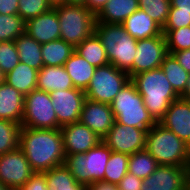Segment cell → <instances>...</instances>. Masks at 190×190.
I'll use <instances>...</instances> for the list:
<instances>
[{
	"instance_id": "cell-25",
	"label": "cell",
	"mask_w": 190,
	"mask_h": 190,
	"mask_svg": "<svg viewBox=\"0 0 190 190\" xmlns=\"http://www.w3.org/2000/svg\"><path fill=\"white\" fill-rule=\"evenodd\" d=\"M19 55V61L26 65L40 70L43 67L41 46L39 42L30 37L27 33L20 35L14 40Z\"/></svg>"
},
{
	"instance_id": "cell-20",
	"label": "cell",
	"mask_w": 190,
	"mask_h": 190,
	"mask_svg": "<svg viewBox=\"0 0 190 190\" xmlns=\"http://www.w3.org/2000/svg\"><path fill=\"white\" fill-rule=\"evenodd\" d=\"M122 25L125 31L137 41L162 34V27L140 8L126 18Z\"/></svg>"
},
{
	"instance_id": "cell-4",
	"label": "cell",
	"mask_w": 190,
	"mask_h": 190,
	"mask_svg": "<svg viewBox=\"0 0 190 190\" xmlns=\"http://www.w3.org/2000/svg\"><path fill=\"white\" fill-rule=\"evenodd\" d=\"M145 149L159 165L190 166V146L159 122L147 131Z\"/></svg>"
},
{
	"instance_id": "cell-5",
	"label": "cell",
	"mask_w": 190,
	"mask_h": 190,
	"mask_svg": "<svg viewBox=\"0 0 190 190\" xmlns=\"http://www.w3.org/2000/svg\"><path fill=\"white\" fill-rule=\"evenodd\" d=\"M115 122L140 129H150L157 122L149 114L142 96L130 80L110 104Z\"/></svg>"
},
{
	"instance_id": "cell-46",
	"label": "cell",
	"mask_w": 190,
	"mask_h": 190,
	"mask_svg": "<svg viewBox=\"0 0 190 190\" xmlns=\"http://www.w3.org/2000/svg\"><path fill=\"white\" fill-rule=\"evenodd\" d=\"M184 98L185 99H189L190 98V74H189L188 82H187L185 90H184Z\"/></svg>"
},
{
	"instance_id": "cell-50",
	"label": "cell",
	"mask_w": 190,
	"mask_h": 190,
	"mask_svg": "<svg viewBox=\"0 0 190 190\" xmlns=\"http://www.w3.org/2000/svg\"><path fill=\"white\" fill-rule=\"evenodd\" d=\"M0 190H10L6 185H3L1 182H0Z\"/></svg>"
},
{
	"instance_id": "cell-42",
	"label": "cell",
	"mask_w": 190,
	"mask_h": 190,
	"mask_svg": "<svg viewBox=\"0 0 190 190\" xmlns=\"http://www.w3.org/2000/svg\"><path fill=\"white\" fill-rule=\"evenodd\" d=\"M18 1L19 0H0V14H18Z\"/></svg>"
},
{
	"instance_id": "cell-41",
	"label": "cell",
	"mask_w": 190,
	"mask_h": 190,
	"mask_svg": "<svg viewBox=\"0 0 190 190\" xmlns=\"http://www.w3.org/2000/svg\"><path fill=\"white\" fill-rule=\"evenodd\" d=\"M168 53L172 54L179 65L190 74V49Z\"/></svg>"
},
{
	"instance_id": "cell-18",
	"label": "cell",
	"mask_w": 190,
	"mask_h": 190,
	"mask_svg": "<svg viewBox=\"0 0 190 190\" xmlns=\"http://www.w3.org/2000/svg\"><path fill=\"white\" fill-rule=\"evenodd\" d=\"M25 33L40 44L60 39V23L57 11H49L26 21Z\"/></svg>"
},
{
	"instance_id": "cell-9",
	"label": "cell",
	"mask_w": 190,
	"mask_h": 190,
	"mask_svg": "<svg viewBox=\"0 0 190 190\" xmlns=\"http://www.w3.org/2000/svg\"><path fill=\"white\" fill-rule=\"evenodd\" d=\"M21 127L60 129L50 93L34 89L25 96Z\"/></svg>"
},
{
	"instance_id": "cell-44",
	"label": "cell",
	"mask_w": 190,
	"mask_h": 190,
	"mask_svg": "<svg viewBox=\"0 0 190 190\" xmlns=\"http://www.w3.org/2000/svg\"><path fill=\"white\" fill-rule=\"evenodd\" d=\"M88 190H118V186L104 181H96L88 187Z\"/></svg>"
},
{
	"instance_id": "cell-24",
	"label": "cell",
	"mask_w": 190,
	"mask_h": 190,
	"mask_svg": "<svg viewBox=\"0 0 190 190\" xmlns=\"http://www.w3.org/2000/svg\"><path fill=\"white\" fill-rule=\"evenodd\" d=\"M38 70L19 62L18 65L5 75V82L24 96L37 89Z\"/></svg>"
},
{
	"instance_id": "cell-2",
	"label": "cell",
	"mask_w": 190,
	"mask_h": 190,
	"mask_svg": "<svg viewBox=\"0 0 190 190\" xmlns=\"http://www.w3.org/2000/svg\"><path fill=\"white\" fill-rule=\"evenodd\" d=\"M131 81L135 84L145 107L156 122L164 117L170 104L180 98L161 68L134 75Z\"/></svg>"
},
{
	"instance_id": "cell-43",
	"label": "cell",
	"mask_w": 190,
	"mask_h": 190,
	"mask_svg": "<svg viewBox=\"0 0 190 190\" xmlns=\"http://www.w3.org/2000/svg\"><path fill=\"white\" fill-rule=\"evenodd\" d=\"M107 1L108 0H86L84 6L96 16Z\"/></svg>"
},
{
	"instance_id": "cell-47",
	"label": "cell",
	"mask_w": 190,
	"mask_h": 190,
	"mask_svg": "<svg viewBox=\"0 0 190 190\" xmlns=\"http://www.w3.org/2000/svg\"><path fill=\"white\" fill-rule=\"evenodd\" d=\"M51 7H56L66 3V0H47Z\"/></svg>"
},
{
	"instance_id": "cell-6",
	"label": "cell",
	"mask_w": 190,
	"mask_h": 190,
	"mask_svg": "<svg viewBox=\"0 0 190 190\" xmlns=\"http://www.w3.org/2000/svg\"><path fill=\"white\" fill-rule=\"evenodd\" d=\"M111 151L101 141L87 153L66 155L64 165L79 184L89 187L96 181H104L105 167Z\"/></svg>"
},
{
	"instance_id": "cell-45",
	"label": "cell",
	"mask_w": 190,
	"mask_h": 190,
	"mask_svg": "<svg viewBox=\"0 0 190 190\" xmlns=\"http://www.w3.org/2000/svg\"><path fill=\"white\" fill-rule=\"evenodd\" d=\"M170 4L177 12L190 13V0H170Z\"/></svg>"
},
{
	"instance_id": "cell-15",
	"label": "cell",
	"mask_w": 190,
	"mask_h": 190,
	"mask_svg": "<svg viewBox=\"0 0 190 190\" xmlns=\"http://www.w3.org/2000/svg\"><path fill=\"white\" fill-rule=\"evenodd\" d=\"M65 155L87 153L102 139L80 121L62 126Z\"/></svg>"
},
{
	"instance_id": "cell-10",
	"label": "cell",
	"mask_w": 190,
	"mask_h": 190,
	"mask_svg": "<svg viewBox=\"0 0 190 190\" xmlns=\"http://www.w3.org/2000/svg\"><path fill=\"white\" fill-rule=\"evenodd\" d=\"M35 173L19 147L0 155V182L10 190L24 186Z\"/></svg>"
},
{
	"instance_id": "cell-38",
	"label": "cell",
	"mask_w": 190,
	"mask_h": 190,
	"mask_svg": "<svg viewBox=\"0 0 190 190\" xmlns=\"http://www.w3.org/2000/svg\"><path fill=\"white\" fill-rule=\"evenodd\" d=\"M190 26V13L177 12V8L170 7L166 24L162 29H179Z\"/></svg>"
},
{
	"instance_id": "cell-16",
	"label": "cell",
	"mask_w": 190,
	"mask_h": 190,
	"mask_svg": "<svg viewBox=\"0 0 190 190\" xmlns=\"http://www.w3.org/2000/svg\"><path fill=\"white\" fill-rule=\"evenodd\" d=\"M79 121L102 139L113 127L115 117L110 104L86 98Z\"/></svg>"
},
{
	"instance_id": "cell-30",
	"label": "cell",
	"mask_w": 190,
	"mask_h": 190,
	"mask_svg": "<svg viewBox=\"0 0 190 190\" xmlns=\"http://www.w3.org/2000/svg\"><path fill=\"white\" fill-rule=\"evenodd\" d=\"M159 166L155 158L146 150L137 151L129 157L128 172L141 179L147 178Z\"/></svg>"
},
{
	"instance_id": "cell-31",
	"label": "cell",
	"mask_w": 190,
	"mask_h": 190,
	"mask_svg": "<svg viewBox=\"0 0 190 190\" xmlns=\"http://www.w3.org/2000/svg\"><path fill=\"white\" fill-rule=\"evenodd\" d=\"M129 157L128 154L111 151L105 167L104 182L117 185L128 172Z\"/></svg>"
},
{
	"instance_id": "cell-8",
	"label": "cell",
	"mask_w": 190,
	"mask_h": 190,
	"mask_svg": "<svg viewBox=\"0 0 190 190\" xmlns=\"http://www.w3.org/2000/svg\"><path fill=\"white\" fill-rule=\"evenodd\" d=\"M130 80L126 71L117 69L109 63L95 69L94 75L84 92L89 100L111 104Z\"/></svg>"
},
{
	"instance_id": "cell-48",
	"label": "cell",
	"mask_w": 190,
	"mask_h": 190,
	"mask_svg": "<svg viewBox=\"0 0 190 190\" xmlns=\"http://www.w3.org/2000/svg\"><path fill=\"white\" fill-rule=\"evenodd\" d=\"M86 0H66V3L68 4H80L84 5Z\"/></svg>"
},
{
	"instance_id": "cell-19",
	"label": "cell",
	"mask_w": 190,
	"mask_h": 190,
	"mask_svg": "<svg viewBox=\"0 0 190 190\" xmlns=\"http://www.w3.org/2000/svg\"><path fill=\"white\" fill-rule=\"evenodd\" d=\"M25 96L5 81L0 84V119L22 124Z\"/></svg>"
},
{
	"instance_id": "cell-34",
	"label": "cell",
	"mask_w": 190,
	"mask_h": 190,
	"mask_svg": "<svg viewBox=\"0 0 190 190\" xmlns=\"http://www.w3.org/2000/svg\"><path fill=\"white\" fill-rule=\"evenodd\" d=\"M138 6L162 28L164 27L171 7L170 0H138Z\"/></svg>"
},
{
	"instance_id": "cell-1",
	"label": "cell",
	"mask_w": 190,
	"mask_h": 190,
	"mask_svg": "<svg viewBox=\"0 0 190 190\" xmlns=\"http://www.w3.org/2000/svg\"><path fill=\"white\" fill-rule=\"evenodd\" d=\"M19 148L32 169L39 173L64 164L66 157L61 129L21 127Z\"/></svg>"
},
{
	"instance_id": "cell-51",
	"label": "cell",
	"mask_w": 190,
	"mask_h": 190,
	"mask_svg": "<svg viewBox=\"0 0 190 190\" xmlns=\"http://www.w3.org/2000/svg\"><path fill=\"white\" fill-rule=\"evenodd\" d=\"M187 190H190V175H189L188 182H187Z\"/></svg>"
},
{
	"instance_id": "cell-11",
	"label": "cell",
	"mask_w": 190,
	"mask_h": 190,
	"mask_svg": "<svg viewBox=\"0 0 190 190\" xmlns=\"http://www.w3.org/2000/svg\"><path fill=\"white\" fill-rule=\"evenodd\" d=\"M149 129H140L114 122L113 127L102 141L113 151L132 155L145 149L146 134Z\"/></svg>"
},
{
	"instance_id": "cell-37",
	"label": "cell",
	"mask_w": 190,
	"mask_h": 190,
	"mask_svg": "<svg viewBox=\"0 0 190 190\" xmlns=\"http://www.w3.org/2000/svg\"><path fill=\"white\" fill-rule=\"evenodd\" d=\"M47 0H19L18 15L26 22L51 9Z\"/></svg>"
},
{
	"instance_id": "cell-49",
	"label": "cell",
	"mask_w": 190,
	"mask_h": 190,
	"mask_svg": "<svg viewBox=\"0 0 190 190\" xmlns=\"http://www.w3.org/2000/svg\"><path fill=\"white\" fill-rule=\"evenodd\" d=\"M5 81V75L0 69V84H2Z\"/></svg>"
},
{
	"instance_id": "cell-12",
	"label": "cell",
	"mask_w": 190,
	"mask_h": 190,
	"mask_svg": "<svg viewBox=\"0 0 190 190\" xmlns=\"http://www.w3.org/2000/svg\"><path fill=\"white\" fill-rule=\"evenodd\" d=\"M165 35L137 41V52L133 60V76L139 73L161 67L168 55Z\"/></svg>"
},
{
	"instance_id": "cell-14",
	"label": "cell",
	"mask_w": 190,
	"mask_h": 190,
	"mask_svg": "<svg viewBox=\"0 0 190 190\" xmlns=\"http://www.w3.org/2000/svg\"><path fill=\"white\" fill-rule=\"evenodd\" d=\"M58 124L62 127L78 122L86 100L85 92L78 88L50 92Z\"/></svg>"
},
{
	"instance_id": "cell-39",
	"label": "cell",
	"mask_w": 190,
	"mask_h": 190,
	"mask_svg": "<svg viewBox=\"0 0 190 190\" xmlns=\"http://www.w3.org/2000/svg\"><path fill=\"white\" fill-rule=\"evenodd\" d=\"M18 190H49L44 173L36 172L24 186Z\"/></svg>"
},
{
	"instance_id": "cell-32",
	"label": "cell",
	"mask_w": 190,
	"mask_h": 190,
	"mask_svg": "<svg viewBox=\"0 0 190 190\" xmlns=\"http://www.w3.org/2000/svg\"><path fill=\"white\" fill-rule=\"evenodd\" d=\"M21 125L17 122L0 119V155L19 147Z\"/></svg>"
},
{
	"instance_id": "cell-36",
	"label": "cell",
	"mask_w": 190,
	"mask_h": 190,
	"mask_svg": "<svg viewBox=\"0 0 190 190\" xmlns=\"http://www.w3.org/2000/svg\"><path fill=\"white\" fill-rule=\"evenodd\" d=\"M19 62L14 41H0V69L4 75L12 71Z\"/></svg>"
},
{
	"instance_id": "cell-17",
	"label": "cell",
	"mask_w": 190,
	"mask_h": 190,
	"mask_svg": "<svg viewBox=\"0 0 190 190\" xmlns=\"http://www.w3.org/2000/svg\"><path fill=\"white\" fill-rule=\"evenodd\" d=\"M159 123L190 146V101L188 99L180 97L174 100Z\"/></svg>"
},
{
	"instance_id": "cell-13",
	"label": "cell",
	"mask_w": 190,
	"mask_h": 190,
	"mask_svg": "<svg viewBox=\"0 0 190 190\" xmlns=\"http://www.w3.org/2000/svg\"><path fill=\"white\" fill-rule=\"evenodd\" d=\"M190 166L159 165L143 179L141 190H187Z\"/></svg>"
},
{
	"instance_id": "cell-23",
	"label": "cell",
	"mask_w": 190,
	"mask_h": 190,
	"mask_svg": "<svg viewBox=\"0 0 190 190\" xmlns=\"http://www.w3.org/2000/svg\"><path fill=\"white\" fill-rule=\"evenodd\" d=\"M64 67L72 80L74 88H78L83 91L87 89L96 69L76 51H74L65 62Z\"/></svg>"
},
{
	"instance_id": "cell-28",
	"label": "cell",
	"mask_w": 190,
	"mask_h": 190,
	"mask_svg": "<svg viewBox=\"0 0 190 190\" xmlns=\"http://www.w3.org/2000/svg\"><path fill=\"white\" fill-rule=\"evenodd\" d=\"M75 48L62 39L42 44L43 66H64Z\"/></svg>"
},
{
	"instance_id": "cell-3",
	"label": "cell",
	"mask_w": 190,
	"mask_h": 190,
	"mask_svg": "<svg viewBox=\"0 0 190 190\" xmlns=\"http://www.w3.org/2000/svg\"><path fill=\"white\" fill-rule=\"evenodd\" d=\"M95 33L101 39L107 59L117 69L133 77V60L137 52V40L131 37L122 24L96 22Z\"/></svg>"
},
{
	"instance_id": "cell-40",
	"label": "cell",
	"mask_w": 190,
	"mask_h": 190,
	"mask_svg": "<svg viewBox=\"0 0 190 190\" xmlns=\"http://www.w3.org/2000/svg\"><path fill=\"white\" fill-rule=\"evenodd\" d=\"M142 183L143 179L127 172L117 186L118 190H141Z\"/></svg>"
},
{
	"instance_id": "cell-27",
	"label": "cell",
	"mask_w": 190,
	"mask_h": 190,
	"mask_svg": "<svg viewBox=\"0 0 190 190\" xmlns=\"http://www.w3.org/2000/svg\"><path fill=\"white\" fill-rule=\"evenodd\" d=\"M43 173L49 190H88V187L75 180L64 164Z\"/></svg>"
},
{
	"instance_id": "cell-21",
	"label": "cell",
	"mask_w": 190,
	"mask_h": 190,
	"mask_svg": "<svg viewBox=\"0 0 190 190\" xmlns=\"http://www.w3.org/2000/svg\"><path fill=\"white\" fill-rule=\"evenodd\" d=\"M74 88L64 66H43L38 71L37 89L45 92Z\"/></svg>"
},
{
	"instance_id": "cell-7",
	"label": "cell",
	"mask_w": 190,
	"mask_h": 190,
	"mask_svg": "<svg viewBox=\"0 0 190 190\" xmlns=\"http://www.w3.org/2000/svg\"><path fill=\"white\" fill-rule=\"evenodd\" d=\"M53 8L60 23V39L74 48L95 32L96 16L84 5L64 3Z\"/></svg>"
},
{
	"instance_id": "cell-33",
	"label": "cell",
	"mask_w": 190,
	"mask_h": 190,
	"mask_svg": "<svg viewBox=\"0 0 190 190\" xmlns=\"http://www.w3.org/2000/svg\"><path fill=\"white\" fill-rule=\"evenodd\" d=\"M26 22L18 15L0 14V41H14L25 33Z\"/></svg>"
},
{
	"instance_id": "cell-26",
	"label": "cell",
	"mask_w": 190,
	"mask_h": 190,
	"mask_svg": "<svg viewBox=\"0 0 190 190\" xmlns=\"http://www.w3.org/2000/svg\"><path fill=\"white\" fill-rule=\"evenodd\" d=\"M75 51L95 68L109 64L105 47L95 32L81 42Z\"/></svg>"
},
{
	"instance_id": "cell-35",
	"label": "cell",
	"mask_w": 190,
	"mask_h": 190,
	"mask_svg": "<svg viewBox=\"0 0 190 190\" xmlns=\"http://www.w3.org/2000/svg\"><path fill=\"white\" fill-rule=\"evenodd\" d=\"M165 35L168 52L190 49V26L179 29H162Z\"/></svg>"
},
{
	"instance_id": "cell-29",
	"label": "cell",
	"mask_w": 190,
	"mask_h": 190,
	"mask_svg": "<svg viewBox=\"0 0 190 190\" xmlns=\"http://www.w3.org/2000/svg\"><path fill=\"white\" fill-rule=\"evenodd\" d=\"M172 85L174 91L184 98V90L188 82L189 73L184 70L172 54H168L160 67Z\"/></svg>"
},
{
	"instance_id": "cell-22",
	"label": "cell",
	"mask_w": 190,
	"mask_h": 190,
	"mask_svg": "<svg viewBox=\"0 0 190 190\" xmlns=\"http://www.w3.org/2000/svg\"><path fill=\"white\" fill-rule=\"evenodd\" d=\"M138 8V0H108L96 15V22L122 24Z\"/></svg>"
}]
</instances>
